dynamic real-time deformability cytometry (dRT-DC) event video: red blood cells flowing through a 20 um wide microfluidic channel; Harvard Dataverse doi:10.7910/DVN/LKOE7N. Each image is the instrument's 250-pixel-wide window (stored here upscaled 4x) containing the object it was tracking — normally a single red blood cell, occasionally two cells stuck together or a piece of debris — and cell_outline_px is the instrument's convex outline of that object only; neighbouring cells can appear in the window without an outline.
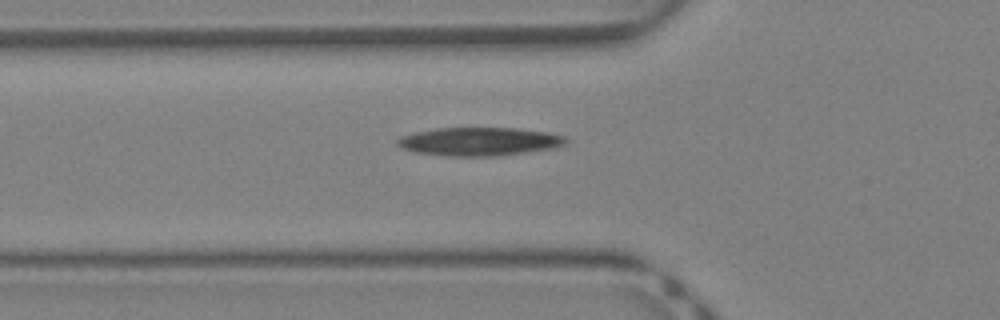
{"species": "Egyptian fruit bat (a non-hibernating species)", "species_latin": "Rousettus aegyptiacus", "temperature_condition": "warm", "stored_images_in_passage": 30, "segment_of_instrument_passage": [1, 2], "camera_frame_rate_fps": 3000, "um_per_image_px": 0.085, "animal": {"sex": "female"}, "frame": {"image": 1, "passage_image": 7, "time_ms": 2.0, "image_size_px": [1000, 320], "cell_outline_px": [[568, 140], [564, 144], [552, 148], [500, 156], [448, 156], [416, 152], [400, 148], [396, 144], [396, 140], [400, 136], [416, 132], [436, 128], [516, 128], [544, 132], [564, 136]], "centroid_in_image_um": [40.68, 12.03], "position_along_channel_um": 85.1, "area_um2": 27.74}}
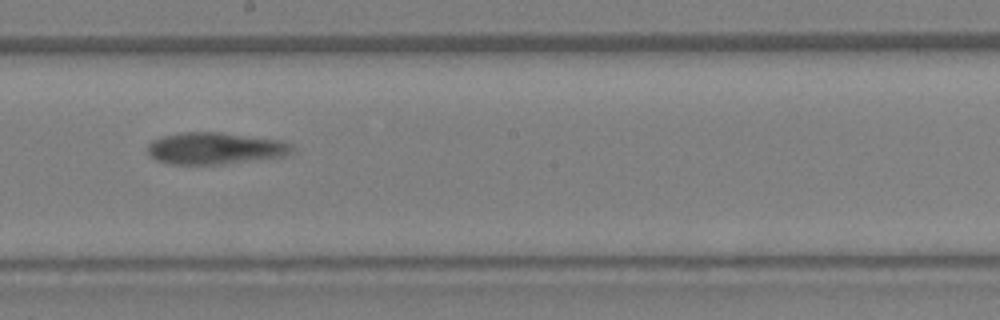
{"frame": {"image": 2, "passage_image": 16, "time_ms": 5.0, "image_size_px": [1000, 320], "cell_outline_px": [[296, 148], [292, 152], [284, 156], [220, 164], [172, 164], [156, 160], [148, 152], [148, 144], [152, 140], [160, 136], [184, 132], [220, 132], [280, 140], [292, 144]], "centroid_in_image_um": [18.28, 12.6], "position_along_channel_um": 229.9, "area_um2": 26.7}}
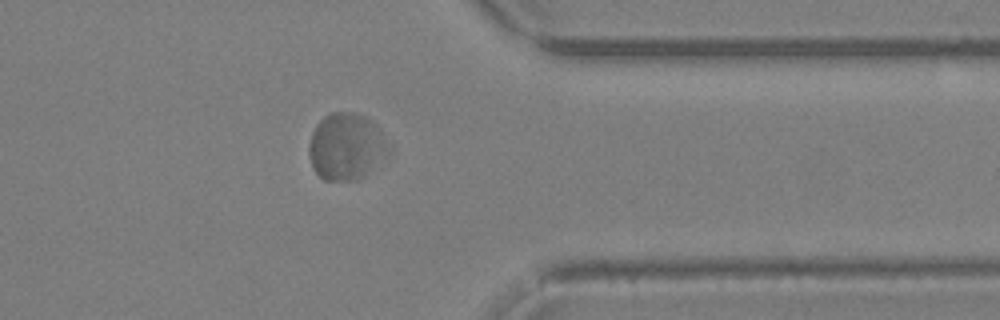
{"frame": {"image": 3, "passage_image": 26, "time_ms": 8.333, "image_size_px": [1000, 320], "cell_outline_px": [[392, 152], [388, 156], [364, 176], [356, 180], [324, 180], [312, 168], [308, 152], [308, 144], [312, 132], [316, 124], [324, 116], [332, 112], [356, 112], [364, 116], [376, 124], [380, 128], [392, 144]], "centroid_in_image_um": [29.48, 12.45], "position_along_channel_um": 381.9, "area_um2": 31.79}}